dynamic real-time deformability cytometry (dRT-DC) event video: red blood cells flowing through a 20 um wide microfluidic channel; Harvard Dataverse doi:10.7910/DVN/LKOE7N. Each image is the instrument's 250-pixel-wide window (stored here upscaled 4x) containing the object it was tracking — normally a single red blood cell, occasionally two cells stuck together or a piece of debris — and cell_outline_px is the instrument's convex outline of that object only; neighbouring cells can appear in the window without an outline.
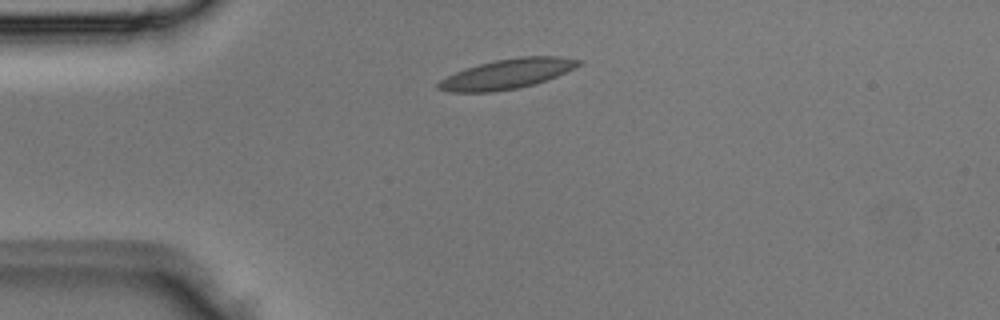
{"species": "Egyptian fruit bat (a non-hibernating species)", "species_latin": "Rousettus aegyptiacus", "temperature_condition": "room temperature", "stored_images_in_passage": 2, "camera_frame_rate_fps": 3000, "um_per_image_px": 0.085, "animal": {"sex": "male"}, "frame": {"image": 1, "passage_image": 2, "time_ms": 0.333, "image_size_px": [1000, 320], "cell_outline_px": [[584, 60], [580, 64], [556, 76], [532, 84], [516, 88], [492, 92], [448, 92], [436, 88], [436, 84], [440, 80], [464, 68], [496, 60], [520, 56], [560, 56]], "centroid_in_image_um": [43.07, 6.28], "position_along_channel_um": 41.9, "area_um2": 24.1}}